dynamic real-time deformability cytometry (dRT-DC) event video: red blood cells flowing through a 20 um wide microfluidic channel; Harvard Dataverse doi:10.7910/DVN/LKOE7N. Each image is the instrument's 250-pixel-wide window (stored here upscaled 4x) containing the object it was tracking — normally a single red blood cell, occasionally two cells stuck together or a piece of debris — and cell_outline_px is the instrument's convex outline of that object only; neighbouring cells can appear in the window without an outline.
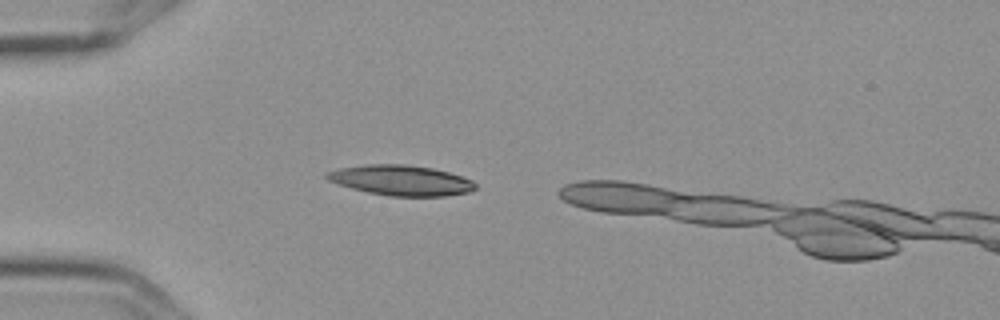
{"species": "Egyptian fruit bat (a non-hibernating species)", "species_latin": "Rousettus aegyptiacus", "temperature_condition": "cold", "stored_images_in_passage": 1, "camera_frame_rate_fps": 3000, "um_per_image_px": 0.085, "frame": {"image": 1, "passage_image": 1, "time_ms": 0.0, "image_size_px": [1000, 320], "cell_outline_px": [[476, 188], [468, 192], [444, 196], [388, 196], [368, 192], [336, 184], [328, 180], [324, 176], [324, 172], [340, 168], [368, 164], [400, 164], [432, 168], [448, 172], [472, 180], [476, 184]], "centroid_in_image_um": [34.04, 15.33], "position_along_channel_um": 51.0, "area_um2": 26.13}}